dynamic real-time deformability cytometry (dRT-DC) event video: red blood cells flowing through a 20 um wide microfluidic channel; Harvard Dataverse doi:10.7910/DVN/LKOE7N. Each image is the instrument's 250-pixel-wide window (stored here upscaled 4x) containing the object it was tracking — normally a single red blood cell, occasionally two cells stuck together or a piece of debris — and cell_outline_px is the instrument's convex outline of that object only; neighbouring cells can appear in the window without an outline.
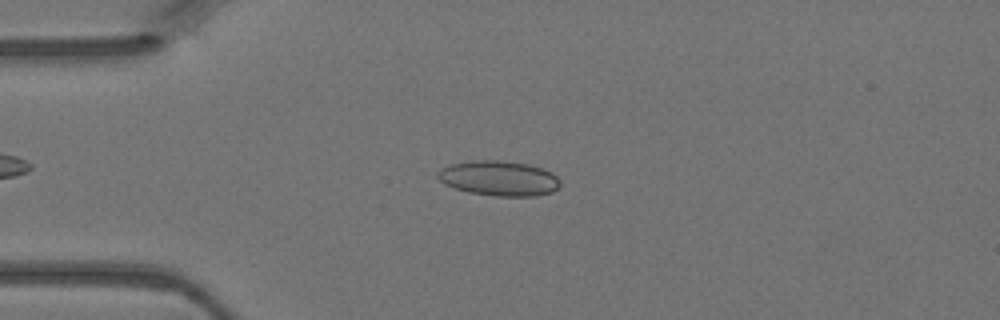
{"species": "Egyptian fruit bat (a non-hibernating species)", "species_latin": "Rousettus aegyptiacus", "temperature_condition": "warm", "stored_images_in_passage": 42, "camera_frame_rate_fps": 3000, "um_per_image_px": 0.085, "animal": {"sex": "female"}, "frame": {"image": 1, "passage_image": 11, "time_ms": 3.333, "image_size_px": [1000, 320], "cell_outline_px": [[560, 188], [552, 192], [536, 196], [496, 196], [468, 192], [444, 184], [436, 176], [436, 172], [440, 168], [452, 164], [472, 160], [500, 160], [528, 164], [552, 172], [560, 180]], "centroid_in_image_um": [42.41, 15.15], "position_along_channel_um": 42.6, "area_um2": 25.14}}
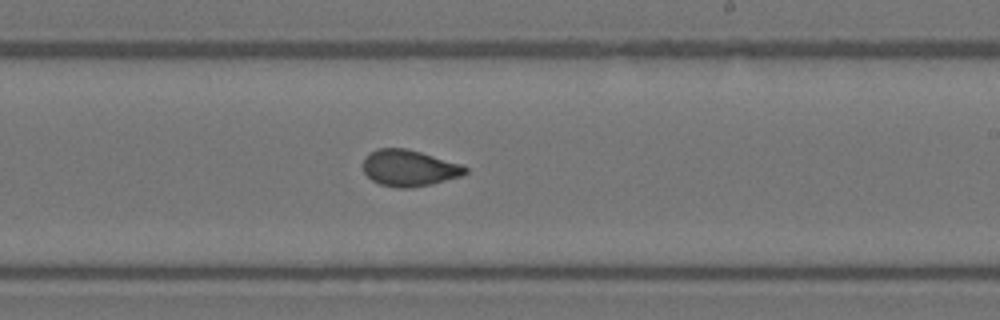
{"frame": {"image": 2, "passage_image": 27, "time_ms": 8.667, "image_size_px": [1000, 320], "cell_outline_px": [[468, 172], [460, 176], [432, 184], [408, 188], [396, 188], [380, 184], [372, 180], [364, 172], [364, 160], [372, 152], [380, 148], [404, 148], [420, 152], [464, 164], [468, 168]], "centroid_in_image_um": [34.83, 14.29], "position_along_channel_um": 254.2, "area_um2": 21.5}}
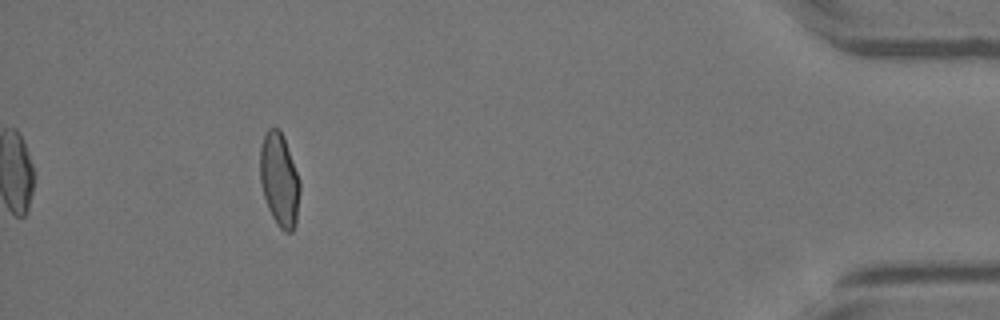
{"frame": {"image": 3, "passage_image": 42, "time_ms": 13.667, "image_size_px": [1000, 320], "cell_outline_px": [[300, 192], [296, 224], [292, 232], [284, 232], [276, 224], [268, 208], [260, 184], [260, 148], [264, 136], [268, 128], [272, 124], [280, 128], [284, 136], [300, 180]], "centroid_in_image_um": [23.75, 15.25], "position_along_channel_um": 411.4, "area_um2": 22.08}}